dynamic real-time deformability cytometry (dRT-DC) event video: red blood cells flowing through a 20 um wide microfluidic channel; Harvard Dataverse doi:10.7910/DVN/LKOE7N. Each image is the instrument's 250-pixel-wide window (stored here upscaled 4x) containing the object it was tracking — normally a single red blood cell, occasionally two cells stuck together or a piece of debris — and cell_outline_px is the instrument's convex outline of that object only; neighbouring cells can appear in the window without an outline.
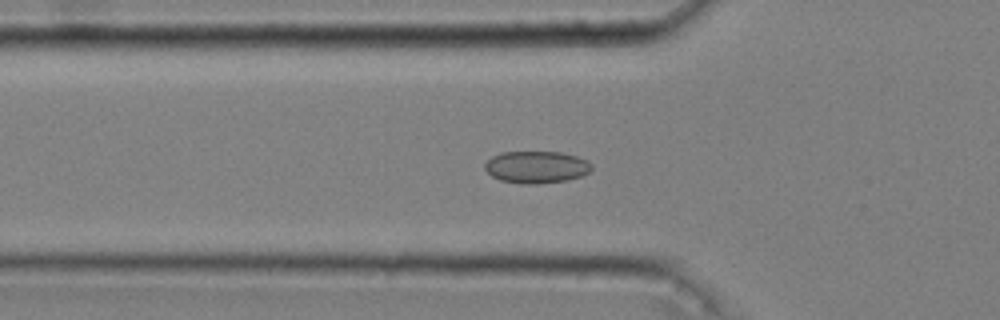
{"species": "common noctule bat (a hibernating species)", "species_latin": "Nyctalus noctula", "temperature_condition": "cold", "stored_images_in_passage": 49, "camera_frame_rate_fps": 3000, "um_per_image_px": 0.085, "animal": {"sex": "male", "body_mass_g": 20.4}, "frame": {"image": 1, "passage_image": 14, "time_ms": 4.333, "image_size_px": [1000, 320], "cell_outline_px": [[592, 168], [588, 172], [580, 176], [568, 180], [536, 184], [520, 184], [500, 180], [492, 176], [484, 168], [484, 164], [492, 156], [500, 152], [560, 152], [576, 156], [588, 160], [592, 164]], "centroid_in_image_um": [45.58, 14.2], "position_along_channel_um": 80.2, "area_um2": 20.06}}
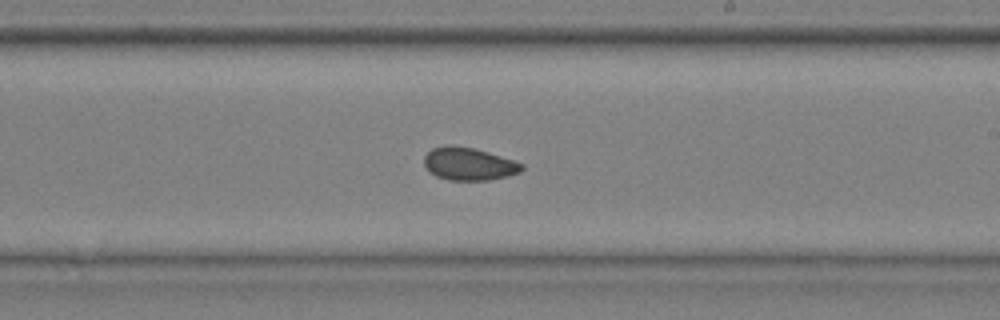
{"frame": {"image": 2, "passage_image": 28, "time_ms": 9.0, "image_size_px": [1000, 320], "cell_outline_px": [[524, 168], [520, 172], [508, 176], [488, 180], [448, 180], [436, 176], [428, 172], [424, 164], [424, 156], [432, 148], [448, 144], [452, 144], [476, 148], [524, 164]], "centroid_in_image_um": [39.82, 13.92], "position_along_channel_um": 249.2, "area_um2": 18.84}}
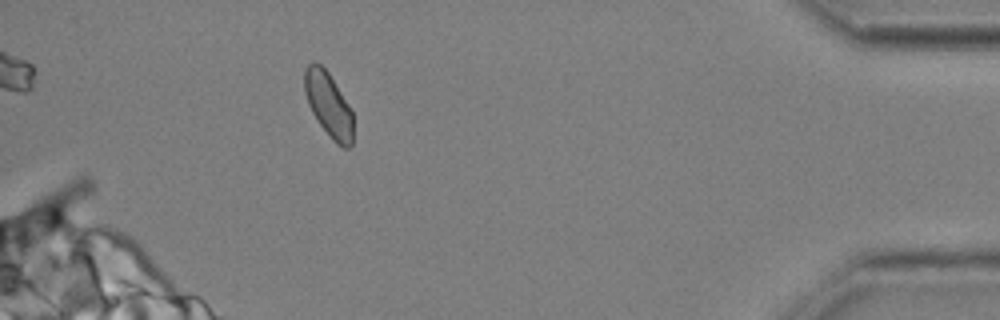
{"frame": {"image": 3, "passage_image": 45, "time_ms": 14.667, "image_size_px": [1000, 320], "cell_outline_px": [[352, 144], [348, 148], [344, 148], [336, 144], [332, 140], [316, 120], [308, 104], [304, 92], [304, 68], [312, 60], [320, 64], [328, 72], [352, 112]], "centroid_in_image_um": [27.88, 8.89], "position_along_channel_um": 407.3, "area_um2": 18.21}, "authors_computed_cell_mechanics": {"area_um2": 18.785, "velocity_mm_per_s": 3.6203, "shape_relaxation_time_tau1_ms": null, "shape_relaxation_time_tau2_ms": 3.0109, "deformation_change_tau1": null, "deformation_change_tau2": 0.0531}}